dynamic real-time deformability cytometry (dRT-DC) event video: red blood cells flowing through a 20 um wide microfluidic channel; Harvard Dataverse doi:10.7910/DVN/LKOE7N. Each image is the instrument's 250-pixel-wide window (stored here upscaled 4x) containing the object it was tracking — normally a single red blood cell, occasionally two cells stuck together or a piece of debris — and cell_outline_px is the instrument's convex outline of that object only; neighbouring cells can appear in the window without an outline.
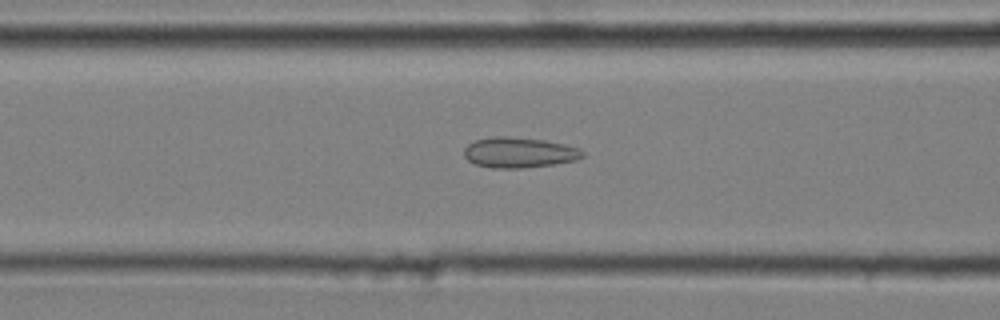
{"species": "common noctule bat (a hibernating species)", "species_latin": "Nyctalus noctula", "temperature_condition": "cold", "stored_images_in_passage": 43, "camera_frame_rate_fps": 3000, "um_per_image_px": 0.085, "animal": {"sex": "male", "body_mass_g": 20.4}, "frame": {"image": 1, "passage_image": 21, "time_ms": 6.667, "image_size_px": [1000, 320], "cell_outline_px": [[584, 156], [576, 160], [556, 164], [524, 168], [492, 168], [476, 164], [468, 160], [464, 156], [464, 148], [468, 144], [476, 140], [492, 136], [508, 136], [544, 140], [564, 144], [580, 148], [584, 152]], "centroid_in_image_um": [44.13, 12.96], "position_along_channel_um": 122.5, "area_um2": 21.15}}
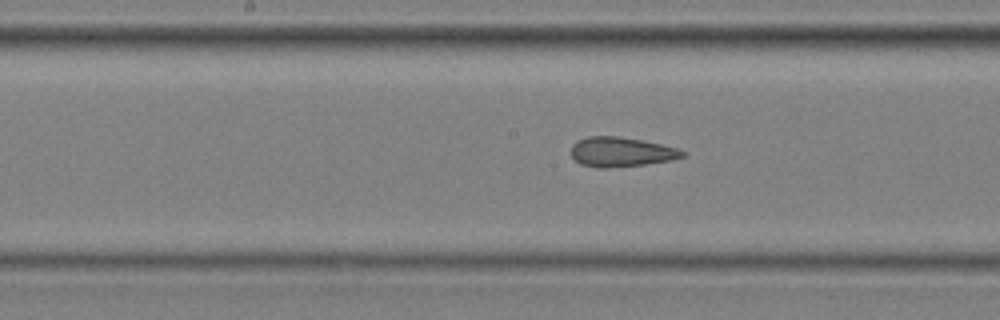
{"frame": {"image": 2, "passage_image": 27, "time_ms": 8.667, "image_size_px": [1000, 320], "cell_outline_px": [[684, 156], [672, 160], [644, 164], [608, 168], [596, 168], [580, 164], [572, 156], [572, 144], [576, 140], [588, 136], [616, 136], [644, 140], [680, 148], [684, 152]], "centroid_in_image_um": [52.79, 12.91], "position_along_channel_um": 195.4, "area_um2": 19.36}}
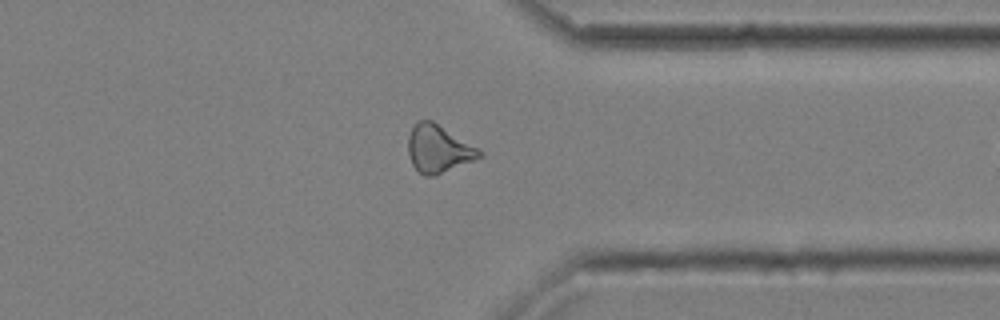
{"frame": {"image": 3, "passage_image": 42, "time_ms": 13.667, "image_size_px": [1000, 320], "cell_outline_px": [[484, 156], [436, 176], [424, 176], [412, 164], [408, 152], [408, 136], [412, 128], [420, 120], [432, 120], [484, 152]], "centroid_in_image_um": [37.28, 12.67], "position_along_channel_um": 374.1, "area_um2": 19.65}}